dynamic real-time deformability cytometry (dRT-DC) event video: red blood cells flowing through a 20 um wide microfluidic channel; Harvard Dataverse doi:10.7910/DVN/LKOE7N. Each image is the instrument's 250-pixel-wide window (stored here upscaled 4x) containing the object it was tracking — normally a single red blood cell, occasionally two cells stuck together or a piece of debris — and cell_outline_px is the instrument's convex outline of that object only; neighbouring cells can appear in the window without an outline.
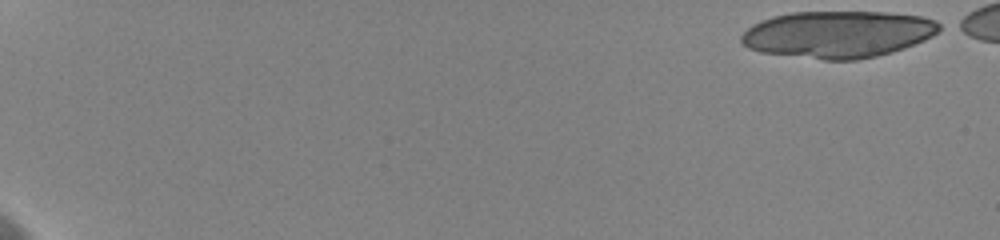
{"species": "human", "species_latin": "Homo sapiens", "temperature_condition": "cold", "stored_images_in_passage": 10, "camera_frame_rate_fps": 3000, "um_per_image_px": 0.085, "donor": {"sex": "female"}, "frame": {"image": 1, "passage_image": 1, "time_ms": 0.0, "image_size_px": [1000, 240], "cell_outline_px": [[944, 28], [932, 36], [924, 40], [904, 48], [892, 52], [876, 56], [856, 60], [824, 60], [760, 52], [748, 48], [740, 40], [740, 36], [752, 24], [776, 16], [792, 12], [884, 12], [920, 16], [936, 20], [944, 24]], "centroid_in_image_um": [71.27, 2.92], "position_along_channel_um": 13.7, "area_um2": 54.27}}